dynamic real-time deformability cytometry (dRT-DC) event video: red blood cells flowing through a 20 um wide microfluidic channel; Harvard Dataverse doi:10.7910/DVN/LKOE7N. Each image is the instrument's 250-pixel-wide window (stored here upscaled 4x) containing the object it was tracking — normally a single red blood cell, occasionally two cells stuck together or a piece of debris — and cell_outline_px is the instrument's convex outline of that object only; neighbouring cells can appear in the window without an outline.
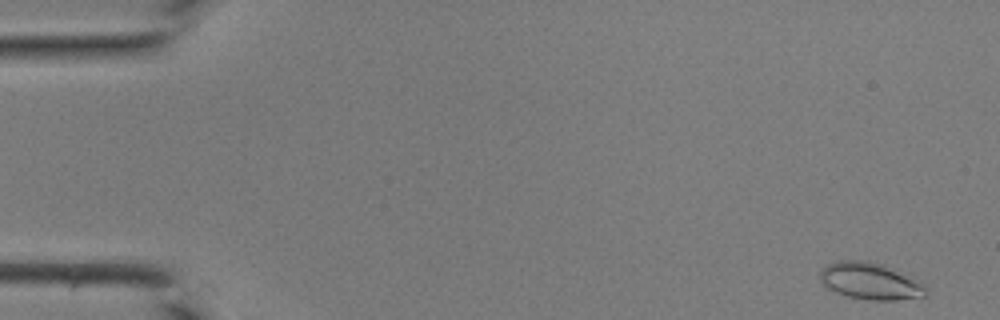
{"species": "common noctule bat (a hibernating species)", "species_latin": "Nyctalus noctula", "temperature_condition": "room temperature", "stored_images_in_passage": 19, "camera_frame_rate_fps": 3000, "um_per_image_px": 0.085, "animal": {"sex": "male", "body_mass_g": 19.0, "forearm_length_mm": 50.8}, "frame": {"image": 1, "passage_image": 1, "time_ms": 0.0, "image_size_px": [1000, 320], "cell_outline_px": [[928, 296], [896, 300], [872, 300], [848, 296], [824, 288], [820, 280], [820, 272], [828, 264], [836, 260], [868, 260], [884, 264], [920, 280], [924, 284], [928, 292]], "centroid_in_image_um": [74.0, 23.88], "position_along_channel_um": 11.0, "area_um2": 23.18}}
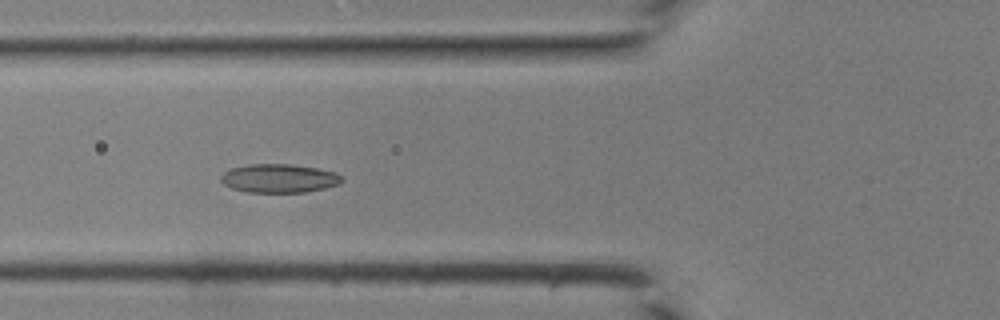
{"frame": {"image": 2, "passage_image": 16, "time_ms": 5.0, "image_size_px": [1000, 320], "cell_outline_px": [[344, 180], [340, 184], [324, 188], [304, 192], [248, 192], [232, 188], [224, 184], [220, 180], [220, 176], [224, 172], [232, 168], [248, 164], [292, 164], [316, 168], [336, 172]], "centroid_in_image_um": [23.72, 15.15], "position_along_channel_um": 102.1, "area_um2": 20.17}}
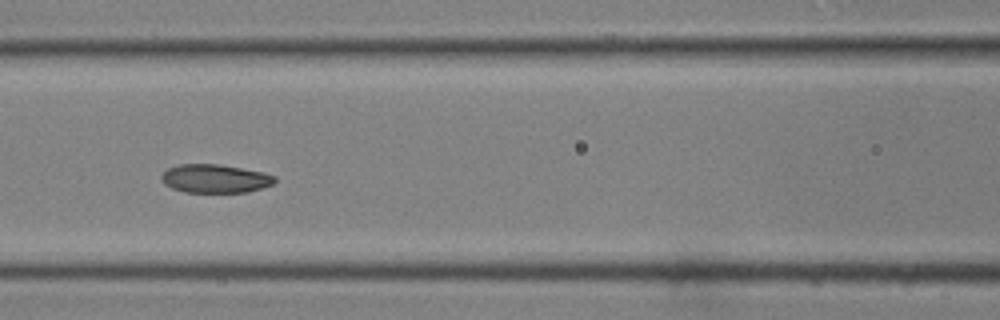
{"frame": {"image": 3, "passage_image": 19, "time_ms": 6.0, "image_size_px": [1000, 320], "cell_outline_px": [[276, 180], [272, 184], [248, 192], [184, 192], [172, 188], [164, 184], [160, 180], [160, 176], [168, 168], [180, 164], [220, 164], [264, 172], [276, 176]], "centroid_in_image_um": [18.26, 15.17], "position_along_channel_um": 148.3, "area_um2": 18.9}}